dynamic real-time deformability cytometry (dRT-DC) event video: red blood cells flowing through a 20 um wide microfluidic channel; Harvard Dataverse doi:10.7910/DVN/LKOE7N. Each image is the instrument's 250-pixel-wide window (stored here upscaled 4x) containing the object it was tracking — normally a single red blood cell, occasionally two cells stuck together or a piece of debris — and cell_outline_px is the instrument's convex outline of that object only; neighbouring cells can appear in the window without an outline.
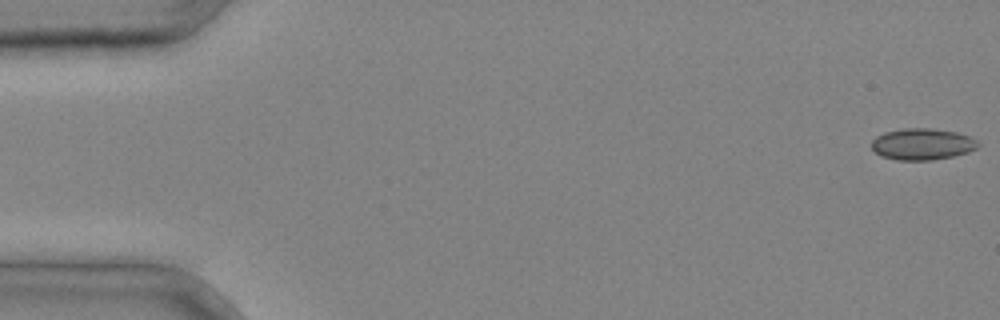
{"species": "common noctule bat (a hibernating species)", "species_latin": "Nyctalus noctula", "temperature_condition": "cold", "stored_images_in_passage": 4, "segment_of_instrument_passage": [2, 2], "camera_frame_rate_fps": 3000, "um_per_image_px": 0.085, "animal": {"sex": "male", "body_mass_g": 20.4}, "frame": {"image": 1, "passage_image": 4, "time_ms": 1.0, "image_size_px": [1000, 320], "cell_outline_px": [[980, 144], [976, 148], [968, 152], [952, 156], [932, 160], [896, 160], [880, 156], [872, 148], [872, 140], [876, 136], [884, 132], [904, 128], [932, 128], [956, 132], [968, 136], [976, 140]], "centroid_in_image_um": [78.37, 12.25], "position_along_channel_um": 6.6, "area_um2": 19.54}}